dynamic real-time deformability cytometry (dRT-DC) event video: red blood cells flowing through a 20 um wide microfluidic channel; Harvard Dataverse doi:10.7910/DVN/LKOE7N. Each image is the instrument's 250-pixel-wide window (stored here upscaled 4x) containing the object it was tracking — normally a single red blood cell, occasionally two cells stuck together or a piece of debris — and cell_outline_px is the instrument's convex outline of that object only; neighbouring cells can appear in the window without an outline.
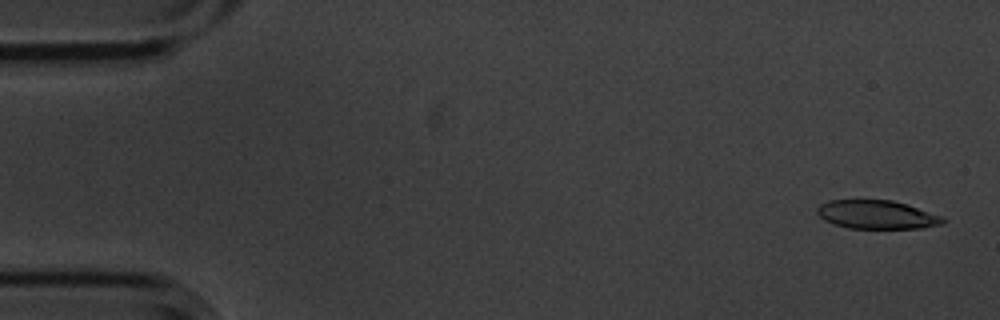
{"species": "common noctule bat (a hibernating species)", "species_latin": "Nyctalus noctula", "temperature_condition": "cold", "stored_images_in_passage": 5, "camera_frame_rate_fps": 3000, "um_per_image_px": 0.085, "animal": {"sex": "male", "body_mass_g": 20.1, "forearm_length_mm": 53.5}, "frame": {"image": 1, "passage_image": 1, "time_ms": 0.0, "image_size_px": [1000, 320], "cell_outline_px": [[948, 220], [944, 224], [924, 228], [848, 228], [832, 224], [824, 220], [816, 212], [816, 208], [820, 204], [828, 200], [892, 200], [944, 216]], "centroid_in_image_um": [74.55, 18.25], "position_along_channel_um": 10.4, "area_um2": 21.15}}
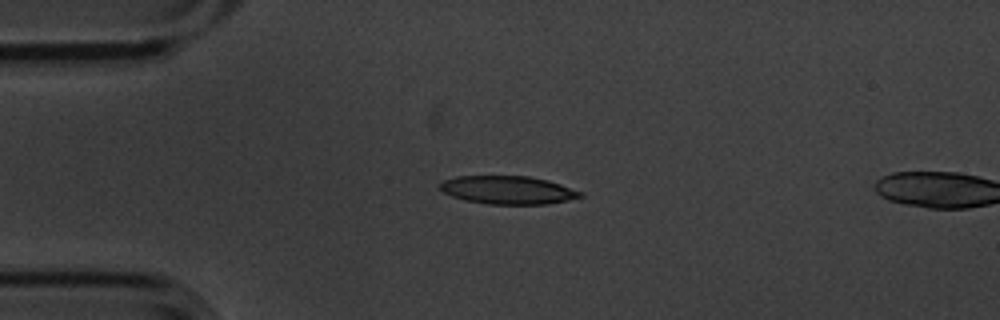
{"frame": {"image": 2, "passage_image": 4, "time_ms": 1.0, "image_size_px": [1000, 320], "cell_outline_px": [[584, 196], [568, 200], [548, 204], [488, 204], [464, 200], [452, 196], [436, 188], [444, 180], [456, 176], [528, 176], [548, 180], [584, 192]], "centroid_in_image_um": [43.17, 16.15], "position_along_channel_um": 41.8, "area_um2": 23.18}}